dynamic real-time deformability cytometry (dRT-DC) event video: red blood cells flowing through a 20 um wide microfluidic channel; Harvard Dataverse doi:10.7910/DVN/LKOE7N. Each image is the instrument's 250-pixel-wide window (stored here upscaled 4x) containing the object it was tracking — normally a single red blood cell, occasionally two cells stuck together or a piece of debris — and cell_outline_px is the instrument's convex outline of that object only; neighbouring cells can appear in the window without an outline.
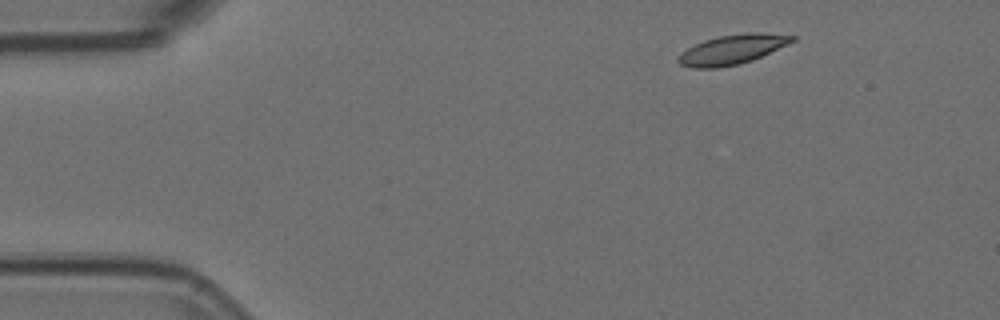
{"species": "Egyptian fruit bat (a non-hibernating species)", "species_latin": "Rousettus aegyptiacus", "temperature_condition": "room temperature", "stored_images_in_passage": 8, "camera_frame_rate_fps": 3000, "um_per_image_px": 0.085, "animal": {"sex": "female"}, "frame": {"image": 1, "passage_image": 1, "time_ms": 0.0, "image_size_px": [1000, 320], "cell_outline_px": [[796, 40], [788, 44], [752, 60], [740, 64], [716, 68], [692, 68], [680, 64], [676, 60], [680, 52], [704, 40], [720, 36], [748, 32], [760, 32], [796, 36]], "centroid_in_image_um": [62.23, 4.21], "position_along_channel_um": 22.8, "area_um2": 19.59}}
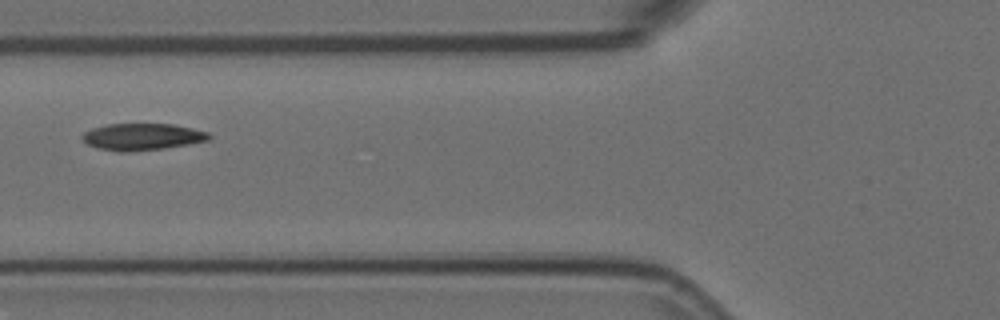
{"frame": {"image": 2, "passage_image": 5, "time_ms": 1.333, "image_size_px": [1000, 320], "cell_outline_px": [[212, 136], [208, 140], [188, 144], [164, 148], [124, 152], [120, 152], [96, 148], [88, 144], [80, 136], [84, 132], [92, 128], [104, 124], [172, 124], [192, 128], [208, 132]], "centroid_in_image_um": [12.06, 11.62], "position_along_channel_um": 113.7, "area_um2": 19.77}}
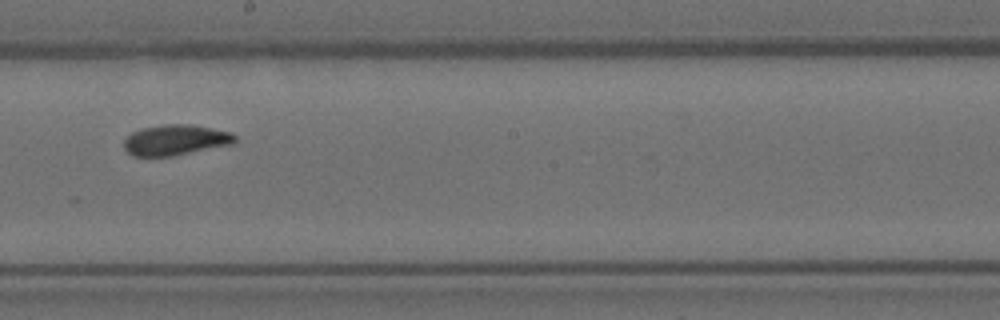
{"frame": {"image": 3, "passage_image": 8, "time_ms": 2.333, "image_size_px": [1000, 320], "cell_outline_px": [[236, 140], [232, 144], [172, 156], [132, 156], [124, 148], [124, 140], [132, 132], [140, 128], [164, 124], [192, 124], [232, 132], [236, 136]], "centroid_in_image_um": [14.91, 11.89], "position_along_channel_um": 233.3, "area_um2": 19.83}}